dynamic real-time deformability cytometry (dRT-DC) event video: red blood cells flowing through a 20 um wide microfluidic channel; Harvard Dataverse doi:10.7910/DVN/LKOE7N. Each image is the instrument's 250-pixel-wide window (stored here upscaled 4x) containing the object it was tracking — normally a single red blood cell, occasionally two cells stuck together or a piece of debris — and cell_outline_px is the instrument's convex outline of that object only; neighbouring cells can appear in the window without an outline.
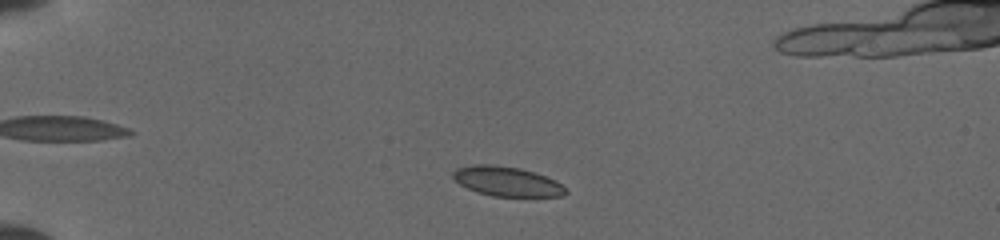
{"species": "common noctule bat (a hibernating species)", "species_latin": "Nyctalus noctula", "temperature_condition": "cold", "stored_images_in_passage": 11, "camera_frame_rate_fps": 3000, "um_per_image_px": 0.085, "animal": {"sex": "female", "body_mass_g": 19.5, "forearm_length_mm": 54.1}, "frame": {"image": 1, "passage_image": 4, "time_ms": 1.333, "image_size_px": [1000, 240], "cell_outline_px": [[568, 192], [564, 196], [492, 196], [476, 192], [460, 184], [452, 176], [452, 172], [456, 168], [472, 164], [492, 164], [520, 168], [556, 180]], "centroid_in_image_um": [43.05, 15.41], "position_along_channel_um": 41.9, "area_um2": 19.36}}
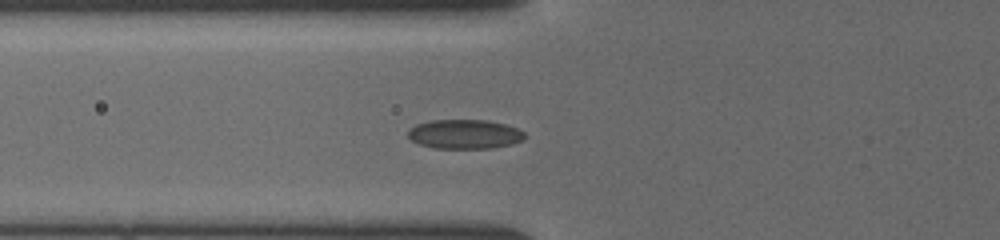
{"frame": {"image": 2, "passage_image": 10, "time_ms": 3.667, "image_size_px": [1000, 240], "cell_outline_px": [[524, 140], [512, 144], [492, 148], [436, 148], [420, 144], [412, 140], [408, 136], [408, 132], [416, 124], [428, 120], [488, 120], [504, 124], [516, 128], [524, 132]], "centroid_in_image_um": [39.5, 11.4], "position_along_channel_um": 86.3, "area_um2": 19.83}}